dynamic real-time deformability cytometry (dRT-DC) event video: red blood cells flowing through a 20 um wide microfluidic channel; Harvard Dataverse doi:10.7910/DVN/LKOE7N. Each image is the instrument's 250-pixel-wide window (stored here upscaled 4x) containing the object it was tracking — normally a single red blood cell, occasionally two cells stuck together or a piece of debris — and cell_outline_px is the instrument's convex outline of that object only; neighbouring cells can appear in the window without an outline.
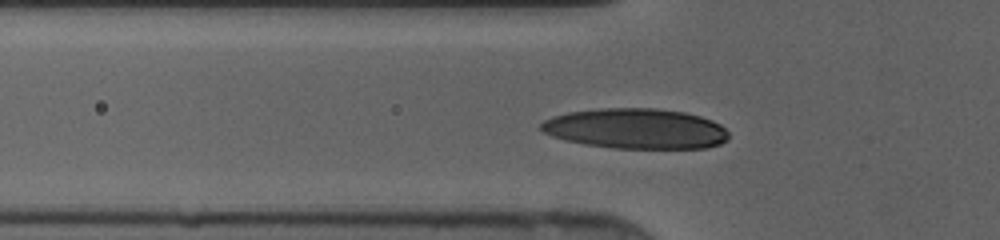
{"species": "human", "species_latin": "Homo sapiens", "temperature_condition": "cold", "stored_images_in_passage": 39, "camera_frame_rate_fps": 3000, "um_per_image_px": 0.085, "donor": {"sex": "female"}, "frame": {"image": 1, "passage_image": 10, "time_ms": 3.0, "image_size_px": [1000, 240], "cell_outline_px": [[728, 140], [720, 144], [708, 148], [612, 148], [584, 144], [564, 140], [552, 136], [544, 132], [540, 128], [540, 124], [544, 120], [552, 116], [568, 112], [600, 108], [656, 108], [684, 112], [700, 116], [712, 120], [720, 124], [728, 132]], "centroid_in_image_um": [54.05, 10.93], "position_along_channel_um": 71.8, "area_um2": 44.27}}
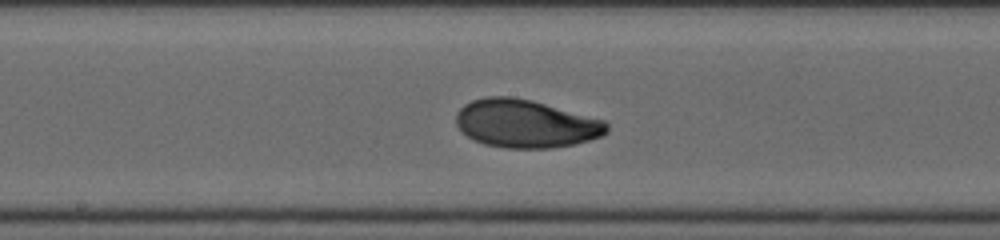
{"frame": {"image": 2, "passage_image": 19, "time_ms": 6.0, "image_size_px": [1000, 240], "cell_outline_px": [[608, 132], [600, 136], [576, 144], [552, 148], [504, 148], [484, 144], [468, 136], [456, 124], [456, 112], [464, 104], [472, 100], [488, 96], [512, 96], [532, 100], [604, 120], [608, 124]], "centroid_in_image_um": [44.68, 10.5], "position_along_channel_um": 203.5, "area_um2": 42.19}}
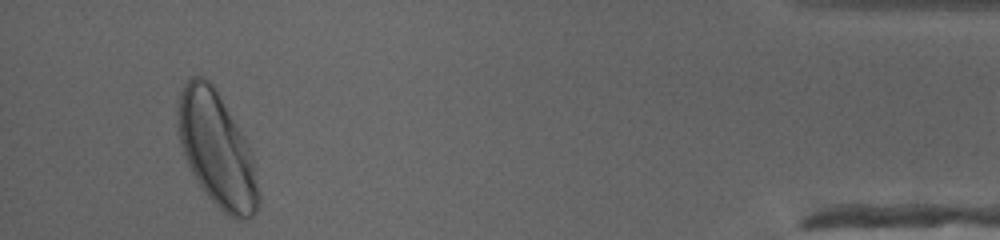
{"frame": {"image": 3, "passage_image": 38, "time_ms": 12.333, "image_size_px": [1000, 240], "cell_outline_px": [[260, 204], [256, 212], [248, 220], [236, 220], [228, 216], [208, 196], [196, 180], [188, 164], [176, 132], [176, 112], [180, 92], [184, 84], [192, 76], [200, 76], [208, 80], [212, 84], [244, 136], [252, 152], [260, 196]], "centroid_in_image_um": [18.43, 12.74], "position_along_channel_um": 416.8, "area_um2": 53.81}}